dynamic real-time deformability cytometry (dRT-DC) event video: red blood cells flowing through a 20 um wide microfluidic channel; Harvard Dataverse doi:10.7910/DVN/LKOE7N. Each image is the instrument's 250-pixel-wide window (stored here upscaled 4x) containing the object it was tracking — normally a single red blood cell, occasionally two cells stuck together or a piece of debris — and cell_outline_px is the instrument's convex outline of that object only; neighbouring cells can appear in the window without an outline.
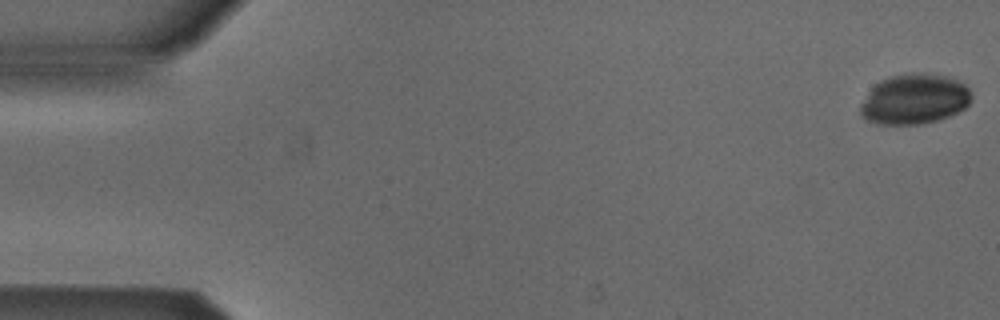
{"species": "Egyptian fruit bat (a non-hibernating species)", "species_latin": "Rousettus aegyptiacus", "temperature_condition": "cold", "stored_images_in_passage": 52, "camera_frame_rate_fps": 3000, "um_per_image_px": 0.085, "animal": {"sex": "male"}, "frame": {"image": 1, "passage_image": 1, "time_ms": 0.0, "image_size_px": [1000, 320], "cell_outline_px": [[972, 100], [964, 108], [948, 116], [936, 120], [920, 124], [880, 124], [868, 120], [860, 112], [860, 104], [868, 92], [880, 80], [892, 76], [916, 72], [944, 76], [956, 80], [964, 84], [968, 88], [972, 96]], "centroid_in_image_um": [77.72, 8.42], "position_along_channel_um": 7.3, "area_um2": 32.08}}
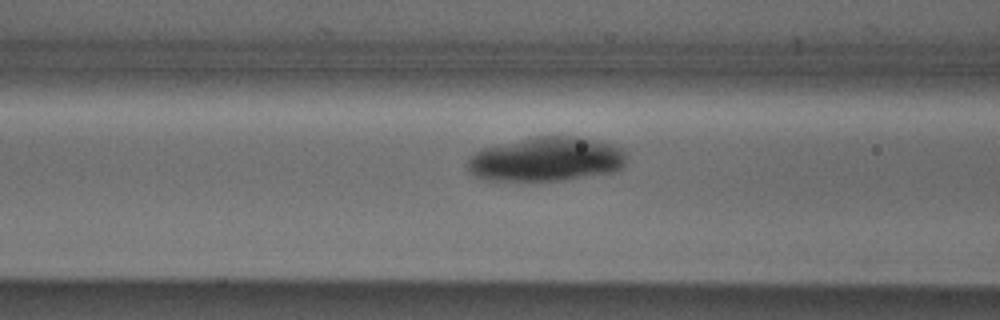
{"frame": {"image": 2, "passage_image": 21, "time_ms": 6.667, "image_size_px": [1000, 320], "cell_outline_px": [[624, 164], [620, 168], [612, 172], [564, 180], [484, 180], [472, 176], [468, 172], [468, 156], [484, 148], [536, 136], [580, 136], [612, 144], [624, 148]], "centroid_in_image_um": [46.41, 13.53], "position_along_channel_um": 120.2, "area_um2": 40.98}}
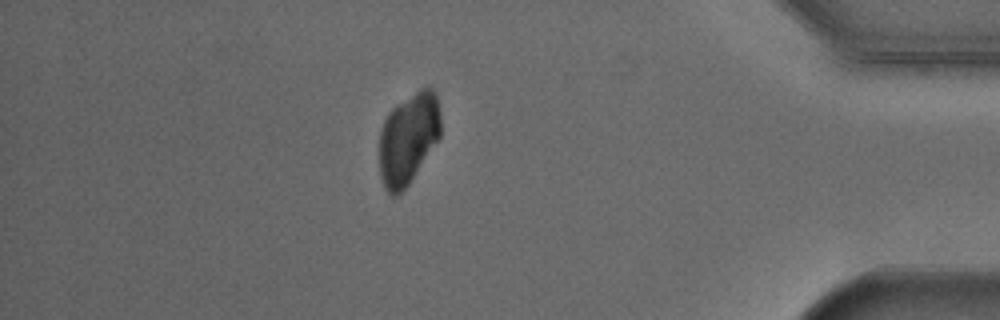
{"frame": {"image": 3, "passage_image": 46, "time_ms": 15.0, "image_size_px": [1000, 320], "cell_outline_px": [[440, 136], [408, 184], [396, 196], [392, 196], [384, 188], [380, 176], [380, 128], [388, 112], [396, 104], [420, 88], [432, 88], [436, 92], [440, 108]], "centroid_in_image_um": [34.7, 11.74], "position_along_channel_um": 400.5, "area_um2": 32.54}}